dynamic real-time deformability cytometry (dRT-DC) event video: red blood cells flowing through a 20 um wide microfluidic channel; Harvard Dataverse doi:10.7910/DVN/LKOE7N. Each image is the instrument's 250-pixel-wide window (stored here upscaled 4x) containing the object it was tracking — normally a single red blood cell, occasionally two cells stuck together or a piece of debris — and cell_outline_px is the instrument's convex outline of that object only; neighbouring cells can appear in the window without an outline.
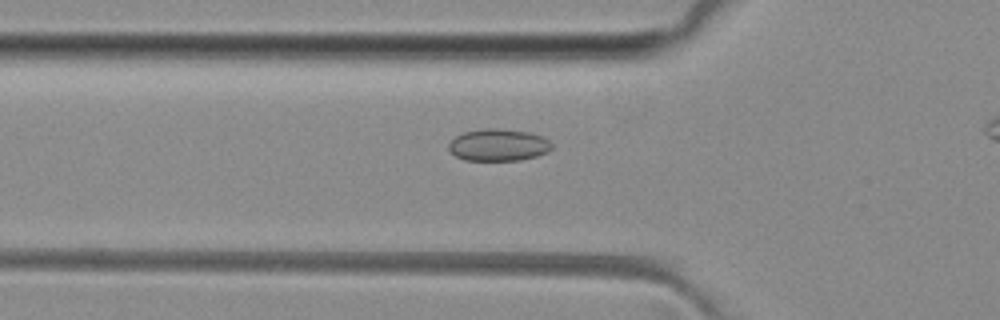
{"species": "common noctule bat (a hibernating species)", "species_latin": "Nyctalus noctula", "temperature_condition": "room temperature", "stored_images_in_passage": 31, "camera_frame_rate_fps": 3000, "um_per_image_px": 0.085, "animal": {"sex": "female", "body_mass_g": 29.2, "forearm_length_mm": 56.3}, "frame": {"image": 1, "passage_image": 5, "time_ms": 1.333, "image_size_px": [1000, 320], "cell_outline_px": [[552, 148], [548, 152], [536, 156], [520, 160], [464, 160], [456, 156], [448, 148], [448, 144], [456, 136], [464, 132], [484, 128], [496, 128], [528, 132], [540, 136], [548, 140], [552, 144]], "centroid_in_image_um": [42.36, 12.32], "position_along_channel_um": 83.4, "area_um2": 19.13}}
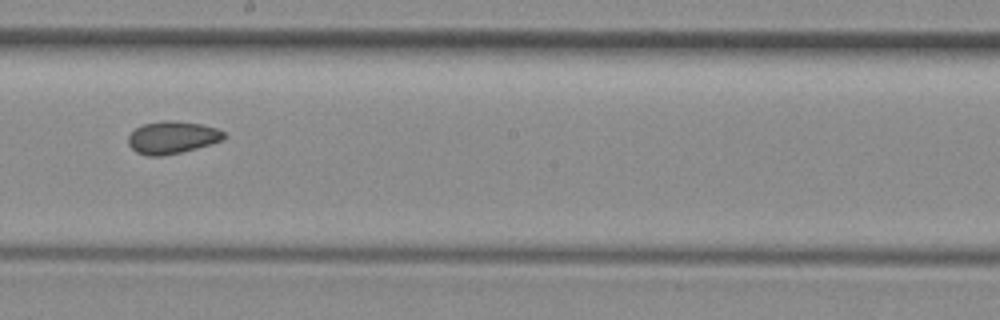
{"frame": {"image": 2, "passage_image": 16, "time_ms": 5.0, "image_size_px": [1000, 320], "cell_outline_px": [[224, 140], [196, 148], [180, 152], [160, 156], [148, 156], [136, 152], [128, 144], [128, 136], [136, 128], [144, 124], [168, 120], [176, 120], [200, 124], [216, 128], [224, 132]], "centroid_in_image_um": [14.63, 11.68], "position_along_channel_um": 233.6, "area_um2": 17.92}}
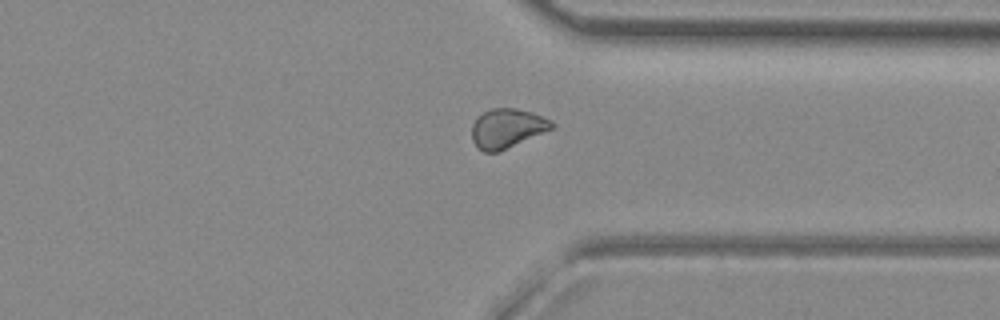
{"frame": {"image": 3, "passage_image": 26, "time_ms": 8.333, "image_size_px": [1000, 320], "cell_outline_px": [[556, 124], [552, 128], [496, 152], [484, 152], [472, 140], [472, 124], [484, 112], [492, 108], [516, 108], [532, 112], [552, 120]], "centroid_in_image_um": [43.11, 10.88], "position_along_channel_um": 368.3, "area_um2": 17.8}}